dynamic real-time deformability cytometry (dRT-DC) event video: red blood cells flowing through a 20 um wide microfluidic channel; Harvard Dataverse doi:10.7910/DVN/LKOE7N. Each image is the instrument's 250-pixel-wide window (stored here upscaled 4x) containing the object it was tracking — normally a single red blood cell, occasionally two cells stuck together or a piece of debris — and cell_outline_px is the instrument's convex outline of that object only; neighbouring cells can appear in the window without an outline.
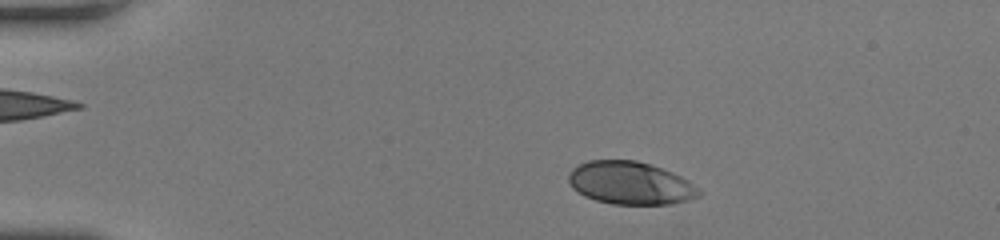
{"species": "human", "species_latin": "Homo sapiens", "temperature_condition": "room temperature", "stored_images_in_passage": 40, "camera_frame_rate_fps": 3000, "um_per_image_px": 0.085, "donor": {"sex": "female"}, "frame": {"image": 1, "passage_image": 5, "time_ms": 1.333, "image_size_px": [1000, 240], "cell_outline_px": [[700, 192], [696, 196], [688, 200], [668, 204], [612, 204], [596, 200], [584, 196], [572, 188], [568, 180], [568, 176], [572, 168], [588, 160], [636, 160], [672, 172], [688, 180], [700, 188]], "centroid_in_image_um": [53.55, 15.56], "position_along_channel_um": 31.5, "area_um2": 32.37}}
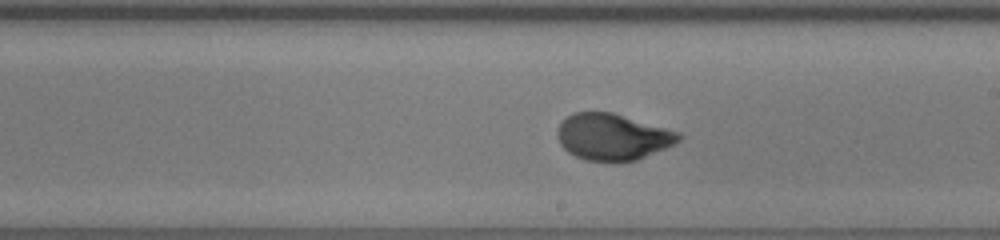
{"frame": {"image": 2, "passage_image": 25, "time_ms": 8.0, "image_size_px": [1000, 240], "cell_outline_px": [[684, 136], [680, 140], [664, 148], [636, 160], [588, 160], [576, 156], [568, 152], [560, 144], [556, 136], [556, 132], [560, 124], [572, 112], [612, 112], [680, 132]], "centroid_in_image_um": [52.06, 11.61], "position_along_channel_um": 236.9, "area_um2": 32.37}}
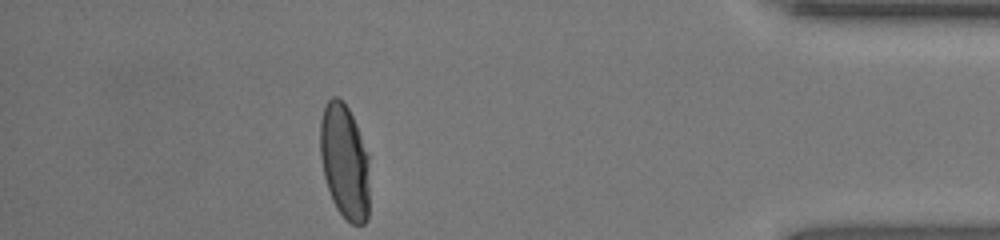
{"frame": {"image": 3, "passage_image": 40, "time_ms": 13.0, "image_size_px": [1000, 240], "cell_outline_px": [[368, 220], [364, 224], [352, 224], [336, 208], [332, 200], [324, 176], [320, 156], [320, 120], [324, 108], [328, 100], [332, 96], [336, 96], [348, 108], [356, 124], [368, 156]], "centroid_in_image_um": [29.28, 13.74], "position_along_channel_um": 405.9, "area_um2": 32.77}, "authors_computed_cell_mechanics": {"area_um2": 32.8882, "velocity_mm_per_s": 4.1854, "shape_relaxation_time_tau1_ms": 4.23, "shape_relaxation_time_tau2_ms": null, "deformation_change_tau1": 0.1914, "deformation_change_tau2": null}}